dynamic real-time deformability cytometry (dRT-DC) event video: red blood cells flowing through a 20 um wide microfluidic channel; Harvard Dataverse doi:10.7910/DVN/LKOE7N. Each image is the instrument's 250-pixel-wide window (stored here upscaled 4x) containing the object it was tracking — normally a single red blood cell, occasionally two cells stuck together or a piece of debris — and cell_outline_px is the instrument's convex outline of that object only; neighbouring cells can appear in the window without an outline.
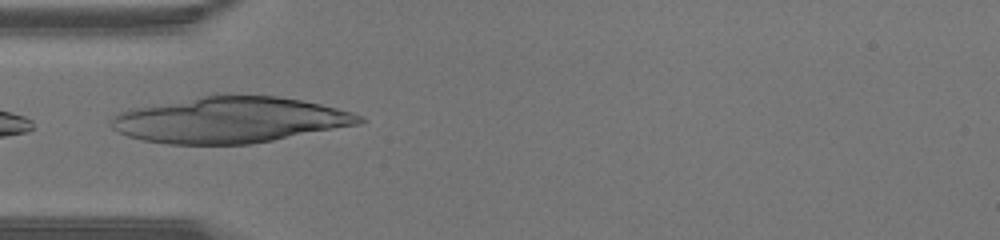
{"species": "human", "species_latin": "Homo sapiens", "temperature_condition": "warm", "stored_images_in_passage": 4, "camera_frame_rate_fps": 3000, "um_per_image_px": 0.085, "donor": {"sex": "male"}, "frame": {"image": 1, "passage_image": 1, "time_ms": 0.0, "image_size_px": [1000, 240], "cell_outline_px": [[368, 120], [360, 124], [272, 140], [248, 144], [168, 144], [144, 140], [128, 136], [112, 128], [112, 116], [128, 108], [212, 92], [224, 92], [276, 96], [300, 100], [320, 104], [352, 112]], "centroid_in_image_um": [19.49, 10.14], "position_along_channel_um": 65.5, "area_um2": 67.63}}